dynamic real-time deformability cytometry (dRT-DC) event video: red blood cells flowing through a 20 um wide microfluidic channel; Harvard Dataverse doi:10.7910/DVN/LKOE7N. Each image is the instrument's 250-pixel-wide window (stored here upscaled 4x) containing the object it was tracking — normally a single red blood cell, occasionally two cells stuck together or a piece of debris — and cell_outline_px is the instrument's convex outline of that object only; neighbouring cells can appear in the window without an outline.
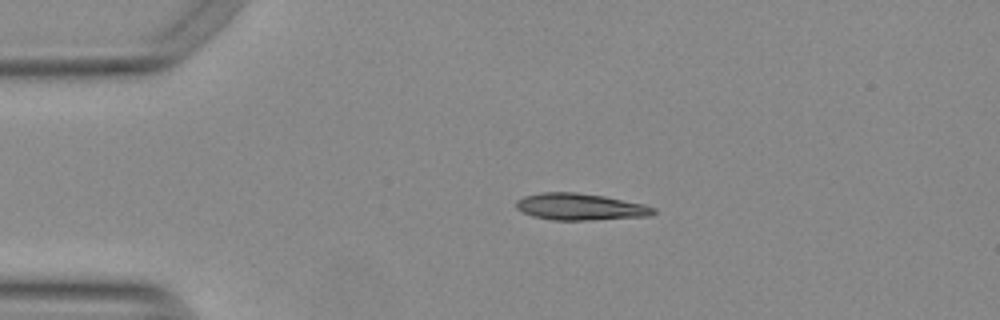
{"species": "Egyptian fruit bat (a non-hibernating species)", "species_latin": "Rousettus aegyptiacus", "temperature_condition": "warm", "stored_images_in_passage": 43, "camera_frame_rate_fps": 3000, "um_per_image_px": 0.085, "animal": {"sex": "female"}, "frame": {"image": 1, "passage_image": 1, "time_ms": 0.0, "image_size_px": [1000, 320], "cell_outline_px": [[656, 212], [652, 216], [588, 220], [552, 220], [532, 216], [516, 208], [516, 200], [524, 196], [540, 192], [576, 192], [604, 196], [644, 204], [656, 208]], "centroid_in_image_um": [49.33, 17.57], "position_along_channel_um": 35.7, "area_um2": 21.5}}
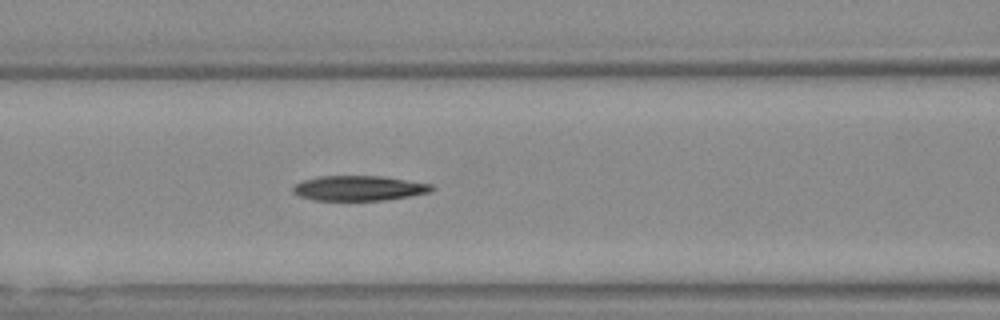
{"frame": {"image": 2, "passage_image": 12, "time_ms": 3.667, "image_size_px": [1000, 320], "cell_outline_px": [[436, 188], [428, 192], [408, 196], [384, 200], [312, 200], [300, 196], [292, 192], [292, 184], [300, 180], [320, 176], [384, 176], [432, 184]], "centroid_in_image_um": [30.45, 15.98], "position_along_channel_um": 136.2, "area_um2": 20.35}}
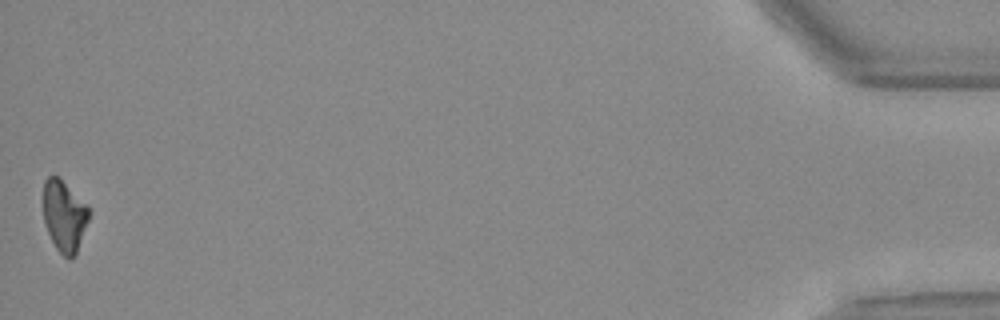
{"frame": {"image": 3, "passage_image": 43, "time_ms": 14.0, "image_size_px": [1000, 320], "cell_outline_px": [[92, 212], [76, 252], [72, 260], [68, 260], [56, 248], [48, 232], [44, 220], [40, 200], [44, 180], [48, 176], [60, 176], [88, 204]], "centroid_in_image_um": [5.45, 18.28], "position_along_channel_um": 429.8, "area_um2": 19.88}, "authors_computed_cell_mechanics": {"area_um2": 20.6924, "velocity_mm_per_s": 3.7847, "shape_relaxation_time_tau1_ms": 5.611, "shape_relaxation_time_tau2_ms": 3.5841, "deformation_change_tau1": 0.1778, "deformation_change_tau2": 0.1114}}